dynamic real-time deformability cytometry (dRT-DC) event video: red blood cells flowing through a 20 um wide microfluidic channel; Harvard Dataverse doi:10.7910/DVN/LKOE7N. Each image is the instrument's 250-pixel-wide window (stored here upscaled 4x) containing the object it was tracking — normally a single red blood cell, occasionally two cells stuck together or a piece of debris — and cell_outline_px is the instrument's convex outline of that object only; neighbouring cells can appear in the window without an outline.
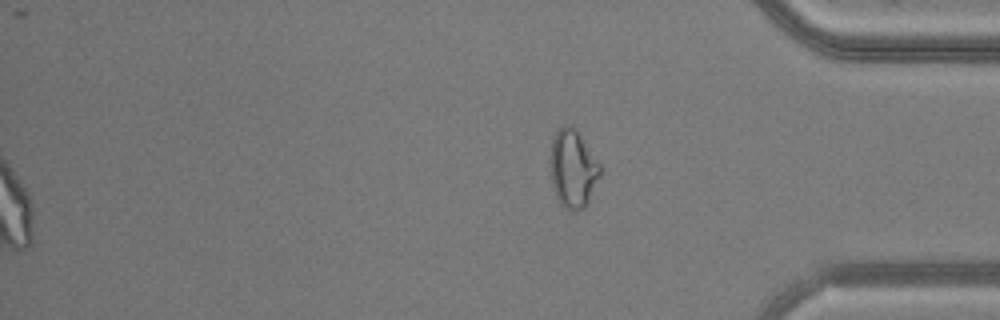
{"species": "common noctule bat (a hibernating species)", "species_latin": "Nyctalus noctula", "temperature_condition": "warm", "stored_images_in_passage": 50, "segment_of_instrument_passage": [2, 2], "camera_frame_rate_fps": 3000, "um_per_image_px": 0.085, "animal": {"sex": "male", "body_mass_g": 20.5, "forearm_length_mm": 52.5}, "frame": {"image": 1, "passage_image": 50, "time_ms": 16.333, "image_size_px": [1000, 320], "cell_outline_px": [[600, 176], [584, 208], [576, 212], [572, 212], [564, 208], [560, 204], [556, 196], [552, 184], [552, 136], [556, 128], [564, 124], [572, 124], [576, 128], [600, 164]], "centroid_in_image_um": [48.7, 14.31], "position_along_channel_um": 386.5, "area_um2": 22.6}}